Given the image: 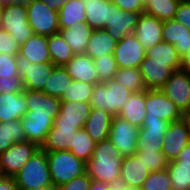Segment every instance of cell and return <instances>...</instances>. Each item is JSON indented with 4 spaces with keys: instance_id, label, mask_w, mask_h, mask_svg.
Returning a JSON list of instances; mask_svg holds the SVG:
<instances>
[{
    "instance_id": "cell-7",
    "label": "cell",
    "mask_w": 190,
    "mask_h": 190,
    "mask_svg": "<svg viewBox=\"0 0 190 190\" xmlns=\"http://www.w3.org/2000/svg\"><path fill=\"white\" fill-rule=\"evenodd\" d=\"M27 6L28 21L34 34L51 36L59 33V13L42 0H32Z\"/></svg>"
},
{
    "instance_id": "cell-11",
    "label": "cell",
    "mask_w": 190,
    "mask_h": 190,
    "mask_svg": "<svg viewBox=\"0 0 190 190\" xmlns=\"http://www.w3.org/2000/svg\"><path fill=\"white\" fill-rule=\"evenodd\" d=\"M190 143V122L184 116L182 119L170 122L162 142L164 157L168 161L176 159L183 148Z\"/></svg>"
},
{
    "instance_id": "cell-55",
    "label": "cell",
    "mask_w": 190,
    "mask_h": 190,
    "mask_svg": "<svg viewBox=\"0 0 190 190\" xmlns=\"http://www.w3.org/2000/svg\"><path fill=\"white\" fill-rule=\"evenodd\" d=\"M102 190H119V184H108L102 182Z\"/></svg>"
},
{
    "instance_id": "cell-14",
    "label": "cell",
    "mask_w": 190,
    "mask_h": 190,
    "mask_svg": "<svg viewBox=\"0 0 190 190\" xmlns=\"http://www.w3.org/2000/svg\"><path fill=\"white\" fill-rule=\"evenodd\" d=\"M145 105V118L159 117L170 123L184 117L177 106L161 90H145Z\"/></svg>"
},
{
    "instance_id": "cell-21",
    "label": "cell",
    "mask_w": 190,
    "mask_h": 190,
    "mask_svg": "<svg viewBox=\"0 0 190 190\" xmlns=\"http://www.w3.org/2000/svg\"><path fill=\"white\" fill-rule=\"evenodd\" d=\"M20 120L27 141L36 143L41 147L53 126L54 119L48 116L31 115V111L27 110Z\"/></svg>"
},
{
    "instance_id": "cell-24",
    "label": "cell",
    "mask_w": 190,
    "mask_h": 190,
    "mask_svg": "<svg viewBox=\"0 0 190 190\" xmlns=\"http://www.w3.org/2000/svg\"><path fill=\"white\" fill-rule=\"evenodd\" d=\"M112 119L113 116L107 111L92 108L83 128L98 143L109 139Z\"/></svg>"
},
{
    "instance_id": "cell-58",
    "label": "cell",
    "mask_w": 190,
    "mask_h": 190,
    "mask_svg": "<svg viewBox=\"0 0 190 190\" xmlns=\"http://www.w3.org/2000/svg\"><path fill=\"white\" fill-rule=\"evenodd\" d=\"M32 0H14V4H24L27 5L31 2Z\"/></svg>"
},
{
    "instance_id": "cell-12",
    "label": "cell",
    "mask_w": 190,
    "mask_h": 190,
    "mask_svg": "<svg viewBox=\"0 0 190 190\" xmlns=\"http://www.w3.org/2000/svg\"><path fill=\"white\" fill-rule=\"evenodd\" d=\"M39 148L36 143L30 141L14 143L0 154L1 174L14 177Z\"/></svg>"
},
{
    "instance_id": "cell-53",
    "label": "cell",
    "mask_w": 190,
    "mask_h": 190,
    "mask_svg": "<svg viewBox=\"0 0 190 190\" xmlns=\"http://www.w3.org/2000/svg\"><path fill=\"white\" fill-rule=\"evenodd\" d=\"M180 69L190 72V50L181 56Z\"/></svg>"
},
{
    "instance_id": "cell-39",
    "label": "cell",
    "mask_w": 190,
    "mask_h": 190,
    "mask_svg": "<svg viewBox=\"0 0 190 190\" xmlns=\"http://www.w3.org/2000/svg\"><path fill=\"white\" fill-rule=\"evenodd\" d=\"M94 85L87 84L84 82L73 80L70 86L66 88L59 97L60 101L67 102H85L90 103Z\"/></svg>"
},
{
    "instance_id": "cell-47",
    "label": "cell",
    "mask_w": 190,
    "mask_h": 190,
    "mask_svg": "<svg viewBox=\"0 0 190 190\" xmlns=\"http://www.w3.org/2000/svg\"><path fill=\"white\" fill-rule=\"evenodd\" d=\"M91 178L87 173L82 176L71 179L69 182L57 187V190H88Z\"/></svg>"
},
{
    "instance_id": "cell-36",
    "label": "cell",
    "mask_w": 190,
    "mask_h": 190,
    "mask_svg": "<svg viewBox=\"0 0 190 190\" xmlns=\"http://www.w3.org/2000/svg\"><path fill=\"white\" fill-rule=\"evenodd\" d=\"M72 81L73 79L64 66H56L45 83L43 92L59 98Z\"/></svg>"
},
{
    "instance_id": "cell-34",
    "label": "cell",
    "mask_w": 190,
    "mask_h": 190,
    "mask_svg": "<svg viewBox=\"0 0 190 190\" xmlns=\"http://www.w3.org/2000/svg\"><path fill=\"white\" fill-rule=\"evenodd\" d=\"M146 56L152 58L153 61L168 62V65L174 70L181 67V56L175 46L165 41H161L146 50Z\"/></svg>"
},
{
    "instance_id": "cell-8",
    "label": "cell",
    "mask_w": 190,
    "mask_h": 190,
    "mask_svg": "<svg viewBox=\"0 0 190 190\" xmlns=\"http://www.w3.org/2000/svg\"><path fill=\"white\" fill-rule=\"evenodd\" d=\"M16 64L24 89L33 91L44 90L45 83L56 67L52 62L42 64L32 63L30 60L19 54L16 56Z\"/></svg>"
},
{
    "instance_id": "cell-46",
    "label": "cell",
    "mask_w": 190,
    "mask_h": 190,
    "mask_svg": "<svg viewBox=\"0 0 190 190\" xmlns=\"http://www.w3.org/2000/svg\"><path fill=\"white\" fill-rule=\"evenodd\" d=\"M11 75H19L16 64V56L0 54V77L10 78Z\"/></svg>"
},
{
    "instance_id": "cell-26",
    "label": "cell",
    "mask_w": 190,
    "mask_h": 190,
    "mask_svg": "<svg viewBox=\"0 0 190 190\" xmlns=\"http://www.w3.org/2000/svg\"><path fill=\"white\" fill-rule=\"evenodd\" d=\"M27 111L23 93L0 94V122L20 120Z\"/></svg>"
},
{
    "instance_id": "cell-52",
    "label": "cell",
    "mask_w": 190,
    "mask_h": 190,
    "mask_svg": "<svg viewBox=\"0 0 190 190\" xmlns=\"http://www.w3.org/2000/svg\"><path fill=\"white\" fill-rule=\"evenodd\" d=\"M174 160H181L183 163L190 164V143L179 153L178 157Z\"/></svg>"
},
{
    "instance_id": "cell-29",
    "label": "cell",
    "mask_w": 190,
    "mask_h": 190,
    "mask_svg": "<svg viewBox=\"0 0 190 190\" xmlns=\"http://www.w3.org/2000/svg\"><path fill=\"white\" fill-rule=\"evenodd\" d=\"M86 23L93 30L105 29L110 16V0H82Z\"/></svg>"
},
{
    "instance_id": "cell-17",
    "label": "cell",
    "mask_w": 190,
    "mask_h": 190,
    "mask_svg": "<svg viewBox=\"0 0 190 190\" xmlns=\"http://www.w3.org/2000/svg\"><path fill=\"white\" fill-rule=\"evenodd\" d=\"M139 69L147 90H160L175 71L168 65V62L153 61L147 56L140 64Z\"/></svg>"
},
{
    "instance_id": "cell-31",
    "label": "cell",
    "mask_w": 190,
    "mask_h": 190,
    "mask_svg": "<svg viewBox=\"0 0 190 190\" xmlns=\"http://www.w3.org/2000/svg\"><path fill=\"white\" fill-rule=\"evenodd\" d=\"M27 141L21 120L0 122V154L14 143Z\"/></svg>"
},
{
    "instance_id": "cell-13",
    "label": "cell",
    "mask_w": 190,
    "mask_h": 190,
    "mask_svg": "<svg viewBox=\"0 0 190 190\" xmlns=\"http://www.w3.org/2000/svg\"><path fill=\"white\" fill-rule=\"evenodd\" d=\"M168 125L169 122L159 117L145 118L138 131L136 151H163L162 142Z\"/></svg>"
},
{
    "instance_id": "cell-59",
    "label": "cell",
    "mask_w": 190,
    "mask_h": 190,
    "mask_svg": "<svg viewBox=\"0 0 190 190\" xmlns=\"http://www.w3.org/2000/svg\"><path fill=\"white\" fill-rule=\"evenodd\" d=\"M119 190H137V189H133L131 187H127V186H123L119 184Z\"/></svg>"
},
{
    "instance_id": "cell-43",
    "label": "cell",
    "mask_w": 190,
    "mask_h": 190,
    "mask_svg": "<svg viewBox=\"0 0 190 190\" xmlns=\"http://www.w3.org/2000/svg\"><path fill=\"white\" fill-rule=\"evenodd\" d=\"M135 155L142 160L150 172L164 170L168 166L169 161L164 157L162 151H136Z\"/></svg>"
},
{
    "instance_id": "cell-37",
    "label": "cell",
    "mask_w": 190,
    "mask_h": 190,
    "mask_svg": "<svg viewBox=\"0 0 190 190\" xmlns=\"http://www.w3.org/2000/svg\"><path fill=\"white\" fill-rule=\"evenodd\" d=\"M167 170L173 190H190V164L172 160L168 162Z\"/></svg>"
},
{
    "instance_id": "cell-16",
    "label": "cell",
    "mask_w": 190,
    "mask_h": 190,
    "mask_svg": "<svg viewBox=\"0 0 190 190\" xmlns=\"http://www.w3.org/2000/svg\"><path fill=\"white\" fill-rule=\"evenodd\" d=\"M141 13L123 11L110 1L109 22L105 30L117 42L135 31Z\"/></svg>"
},
{
    "instance_id": "cell-9",
    "label": "cell",
    "mask_w": 190,
    "mask_h": 190,
    "mask_svg": "<svg viewBox=\"0 0 190 190\" xmlns=\"http://www.w3.org/2000/svg\"><path fill=\"white\" fill-rule=\"evenodd\" d=\"M160 90L184 116L190 113V72L175 70Z\"/></svg>"
},
{
    "instance_id": "cell-22",
    "label": "cell",
    "mask_w": 190,
    "mask_h": 190,
    "mask_svg": "<svg viewBox=\"0 0 190 190\" xmlns=\"http://www.w3.org/2000/svg\"><path fill=\"white\" fill-rule=\"evenodd\" d=\"M64 68L73 80L91 85L101 82L96 72L94 60L85 53L75 54Z\"/></svg>"
},
{
    "instance_id": "cell-15",
    "label": "cell",
    "mask_w": 190,
    "mask_h": 190,
    "mask_svg": "<svg viewBox=\"0 0 190 190\" xmlns=\"http://www.w3.org/2000/svg\"><path fill=\"white\" fill-rule=\"evenodd\" d=\"M118 68H139L145 59L146 50L135 37L127 34L119 42L113 52Z\"/></svg>"
},
{
    "instance_id": "cell-35",
    "label": "cell",
    "mask_w": 190,
    "mask_h": 190,
    "mask_svg": "<svg viewBox=\"0 0 190 190\" xmlns=\"http://www.w3.org/2000/svg\"><path fill=\"white\" fill-rule=\"evenodd\" d=\"M95 144L96 142H94L87 131L82 128L74 132L67 150L71 151L77 158L87 163L92 157Z\"/></svg>"
},
{
    "instance_id": "cell-50",
    "label": "cell",
    "mask_w": 190,
    "mask_h": 190,
    "mask_svg": "<svg viewBox=\"0 0 190 190\" xmlns=\"http://www.w3.org/2000/svg\"><path fill=\"white\" fill-rule=\"evenodd\" d=\"M0 190H20L12 176H0Z\"/></svg>"
},
{
    "instance_id": "cell-2",
    "label": "cell",
    "mask_w": 190,
    "mask_h": 190,
    "mask_svg": "<svg viewBox=\"0 0 190 190\" xmlns=\"http://www.w3.org/2000/svg\"><path fill=\"white\" fill-rule=\"evenodd\" d=\"M123 158L110 139L95 144L92 157L86 163V173L92 180L119 184Z\"/></svg>"
},
{
    "instance_id": "cell-57",
    "label": "cell",
    "mask_w": 190,
    "mask_h": 190,
    "mask_svg": "<svg viewBox=\"0 0 190 190\" xmlns=\"http://www.w3.org/2000/svg\"><path fill=\"white\" fill-rule=\"evenodd\" d=\"M11 4H14V0H0V8Z\"/></svg>"
},
{
    "instance_id": "cell-5",
    "label": "cell",
    "mask_w": 190,
    "mask_h": 190,
    "mask_svg": "<svg viewBox=\"0 0 190 190\" xmlns=\"http://www.w3.org/2000/svg\"><path fill=\"white\" fill-rule=\"evenodd\" d=\"M19 189H31L53 185L46 151L41 148L34 153L14 176Z\"/></svg>"
},
{
    "instance_id": "cell-51",
    "label": "cell",
    "mask_w": 190,
    "mask_h": 190,
    "mask_svg": "<svg viewBox=\"0 0 190 190\" xmlns=\"http://www.w3.org/2000/svg\"><path fill=\"white\" fill-rule=\"evenodd\" d=\"M50 9H53L57 12L60 11V8L69 0H42Z\"/></svg>"
},
{
    "instance_id": "cell-44",
    "label": "cell",
    "mask_w": 190,
    "mask_h": 190,
    "mask_svg": "<svg viewBox=\"0 0 190 190\" xmlns=\"http://www.w3.org/2000/svg\"><path fill=\"white\" fill-rule=\"evenodd\" d=\"M20 45L11 33L0 27V54H9L17 56Z\"/></svg>"
},
{
    "instance_id": "cell-4",
    "label": "cell",
    "mask_w": 190,
    "mask_h": 190,
    "mask_svg": "<svg viewBox=\"0 0 190 190\" xmlns=\"http://www.w3.org/2000/svg\"><path fill=\"white\" fill-rule=\"evenodd\" d=\"M52 184L59 187L86 173V162L71 151L46 152Z\"/></svg>"
},
{
    "instance_id": "cell-20",
    "label": "cell",
    "mask_w": 190,
    "mask_h": 190,
    "mask_svg": "<svg viewBox=\"0 0 190 190\" xmlns=\"http://www.w3.org/2000/svg\"><path fill=\"white\" fill-rule=\"evenodd\" d=\"M149 173V169L136 155L124 157L119 184L139 190Z\"/></svg>"
},
{
    "instance_id": "cell-41",
    "label": "cell",
    "mask_w": 190,
    "mask_h": 190,
    "mask_svg": "<svg viewBox=\"0 0 190 190\" xmlns=\"http://www.w3.org/2000/svg\"><path fill=\"white\" fill-rule=\"evenodd\" d=\"M96 72L101 82L113 80L117 72L118 65L112 55H103L94 59Z\"/></svg>"
},
{
    "instance_id": "cell-45",
    "label": "cell",
    "mask_w": 190,
    "mask_h": 190,
    "mask_svg": "<svg viewBox=\"0 0 190 190\" xmlns=\"http://www.w3.org/2000/svg\"><path fill=\"white\" fill-rule=\"evenodd\" d=\"M24 87L19 75H11L10 78L0 77V94L23 93Z\"/></svg>"
},
{
    "instance_id": "cell-6",
    "label": "cell",
    "mask_w": 190,
    "mask_h": 190,
    "mask_svg": "<svg viewBox=\"0 0 190 190\" xmlns=\"http://www.w3.org/2000/svg\"><path fill=\"white\" fill-rule=\"evenodd\" d=\"M0 27L23 45L34 34L28 21L27 6L11 4L0 8Z\"/></svg>"
},
{
    "instance_id": "cell-23",
    "label": "cell",
    "mask_w": 190,
    "mask_h": 190,
    "mask_svg": "<svg viewBox=\"0 0 190 190\" xmlns=\"http://www.w3.org/2000/svg\"><path fill=\"white\" fill-rule=\"evenodd\" d=\"M162 39L173 44L180 56L190 50V29L174 19L163 22Z\"/></svg>"
},
{
    "instance_id": "cell-40",
    "label": "cell",
    "mask_w": 190,
    "mask_h": 190,
    "mask_svg": "<svg viewBox=\"0 0 190 190\" xmlns=\"http://www.w3.org/2000/svg\"><path fill=\"white\" fill-rule=\"evenodd\" d=\"M114 80L132 92L147 90L139 68H119L115 73Z\"/></svg>"
},
{
    "instance_id": "cell-32",
    "label": "cell",
    "mask_w": 190,
    "mask_h": 190,
    "mask_svg": "<svg viewBox=\"0 0 190 190\" xmlns=\"http://www.w3.org/2000/svg\"><path fill=\"white\" fill-rule=\"evenodd\" d=\"M47 42L51 62L55 66H65L75 55L60 33L48 36Z\"/></svg>"
},
{
    "instance_id": "cell-33",
    "label": "cell",
    "mask_w": 190,
    "mask_h": 190,
    "mask_svg": "<svg viewBox=\"0 0 190 190\" xmlns=\"http://www.w3.org/2000/svg\"><path fill=\"white\" fill-rule=\"evenodd\" d=\"M58 13L60 29L77 25L78 22H86L85 6L82 0L67 1Z\"/></svg>"
},
{
    "instance_id": "cell-38",
    "label": "cell",
    "mask_w": 190,
    "mask_h": 190,
    "mask_svg": "<svg viewBox=\"0 0 190 190\" xmlns=\"http://www.w3.org/2000/svg\"><path fill=\"white\" fill-rule=\"evenodd\" d=\"M181 0H150L143 13L154 16L159 20L168 21L174 19Z\"/></svg>"
},
{
    "instance_id": "cell-3",
    "label": "cell",
    "mask_w": 190,
    "mask_h": 190,
    "mask_svg": "<svg viewBox=\"0 0 190 190\" xmlns=\"http://www.w3.org/2000/svg\"><path fill=\"white\" fill-rule=\"evenodd\" d=\"M131 94L132 91L114 79L100 82L94 85L90 106L105 110L114 117Z\"/></svg>"
},
{
    "instance_id": "cell-19",
    "label": "cell",
    "mask_w": 190,
    "mask_h": 190,
    "mask_svg": "<svg viewBox=\"0 0 190 190\" xmlns=\"http://www.w3.org/2000/svg\"><path fill=\"white\" fill-rule=\"evenodd\" d=\"M163 21L158 18L141 13L137 26L133 32L145 50L150 49L162 39Z\"/></svg>"
},
{
    "instance_id": "cell-48",
    "label": "cell",
    "mask_w": 190,
    "mask_h": 190,
    "mask_svg": "<svg viewBox=\"0 0 190 190\" xmlns=\"http://www.w3.org/2000/svg\"><path fill=\"white\" fill-rule=\"evenodd\" d=\"M174 20L190 29V2L188 0H181L175 13Z\"/></svg>"
},
{
    "instance_id": "cell-30",
    "label": "cell",
    "mask_w": 190,
    "mask_h": 190,
    "mask_svg": "<svg viewBox=\"0 0 190 190\" xmlns=\"http://www.w3.org/2000/svg\"><path fill=\"white\" fill-rule=\"evenodd\" d=\"M116 46L117 41L105 29L93 30L85 54L94 60L103 55H112Z\"/></svg>"
},
{
    "instance_id": "cell-18",
    "label": "cell",
    "mask_w": 190,
    "mask_h": 190,
    "mask_svg": "<svg viewBox=\"0 0 190 190\" xmlns=\"http://www.w3.org/2000/svg\"><path fill=\"white\" fill-rule=\"evenodd\" d=\"M23 94L27 103V110L31 115L48 116L55 119L60 113V103L58 97L50 96L43 91H33L24 89Z\"/></svg>"
},
{
    "instance_id": "cell-56",
    "label": "cell",
    "mask_w": 190,
    "mask_h": 190,
    "mask_svg": "<svg viewBox=\"0 0 190 190\" xmlns=\"http://www.w3.org/2000/svg\"><path fill=\"white\" fill-rule=\"evenodd\" d=\"M20 190H57V187L54 185L38 187V188H31V189H20Z\"/></svg>"
},
{
    "instance_id": "cell-60",
    "label": "cell",
    "mask_w": 190,
    "mask_h": 190,
    "mask_svg": "<svg viewBox=\"0 0 190 190\" xmlns=\"http://www.w3.org/2000/svg\"><path fill=\"white\" fill-rule=\"evenodd\" d=\"M150 0H141L143 6H145Z\"/></svg>"
},
{
    "instance_id": "cell-27",
    "label": "cell",
    "mask_w": 190,
    "mask_h": 190,
    "mask_svg": "<svg viewBox=\"0 0 190 190\" xmlns=\"http://www.w3.org/2000/svg\"><path fill=\"white\" fill-rule=\"evenodd\" d=\"M18 54L35 64L51 62L47 36L33 34L31 38L20 46Z\"/></svg>"
},
{
    "instance_id": "cell-54",
    "label": "cell",
    "mask_w": 190,
    "mask_h": 190,
    "mask_svg": "<svg viewBox=\"0 0 190 190\" xmlns=\"http://www.w3.org/2000/svg\"><path fill=\"white\" fill-rule=\"evenodd\" d=\"M88 190H102V181L91 180Z\"/></svg>"
},
{
    "instance_id": "cell-10",
    "label": "cell",
    "mask_w": 190,
    "mask_h": 190,
    "mask_svg": "<svg viewBox=\"0 0 190 190\" xmlns=\"http://www.w3.org/2000/svg\"><path fill=\"white\" fill-rule=\"evenodd\" d=\"M139 128L123 117L114 116L110 126L109 139L119 150L122 158L135 155Z\"/></svg>"
},
{
    "instance_id": "cell-1",
    "label": "cell",
    "mask_w": 190,
    "mask_h": 190,
    "mask_svg": "<svg viewBox=\"0 0 190 190\" xmlns=\"http://www.w3.org/2000/svg\"><path fill=\"white\" fill-rule=\"evenodd\" d=\"M91 109L90 103L61 101L60 113L40 148L46 152L66 151L74 132L84 127Z\"/></svg>"
},
{
    "instance_id": "cell-61",
    "label": "cell",
    "mask_w": 190,
    "mask_h": 190,
    "mask_svg": "<svg viewBox=\"0 0 190 190\" xmlns=\"http://www.w3.org/2000/svg\"><path fill=\"white\" fill-rule=\"evenodd\" d=\"M186 117L189 119V122H190V113Z\"/></svg>"
},
{
    "instance_id": "cell-49",
    "label": "cell",
    "mask_w": 190,
    "mask_h": 190,
    "mask_svg": "<svg viewBox=\"0 0 190 190\" xmlns=\"http://www.w3.org/2000/svg\"><path fill=\"white\" fill-rule=\"evenodd\" d=\"M113 4L118 6L123 11L133 13H143L144 6L141 0H110Z\"/></svg>"
},
{
    "instance_id": "cell-42",
    "label": "cell",
    "mask_w": 190,
    "mask_h": 190,
    "mask_svg": "<svg viewBox=\"0 0 190 190\" xmlns=\"http://www.w3.org/2000/svg\"><path fill=\"white\" fill-rule=\"evenodd\" d=\"M139 190H173L167 168L150 172Z\"/></svg>"
},
{
    "instance_id": "cell-25",
    "label": "cell",
    "mask_w": 190,
    "mask_h": 190,
    "mask_svg": "<svg viewBox=\"0 0 190 190\" xmlns=\"http://www.w3.org/2000/svg\"><path fill=\"white\" fill-rule=\"evenodd\" d=\"M92 32L93 29L86 22H78L77 25L59 30L74 54H84L86 52Z\"/></svg>"
},
{
    "instance_id": "cell-28",
    "label": "cell",
    "mask_w": 190,
    "mask_h": 190,
    "mask_svg": "<svg viewBox=\"0 0 190 190\" xmlns=\"http://www.w3.org/2000/svg\"><path fill=\"white\" fill-rule=\"evenodd\" d=\"M145 113V91H140L132 92L128 100L123 104L118 115L137 128H141L145 119Z\"/></svg>"
}]
</instances>
